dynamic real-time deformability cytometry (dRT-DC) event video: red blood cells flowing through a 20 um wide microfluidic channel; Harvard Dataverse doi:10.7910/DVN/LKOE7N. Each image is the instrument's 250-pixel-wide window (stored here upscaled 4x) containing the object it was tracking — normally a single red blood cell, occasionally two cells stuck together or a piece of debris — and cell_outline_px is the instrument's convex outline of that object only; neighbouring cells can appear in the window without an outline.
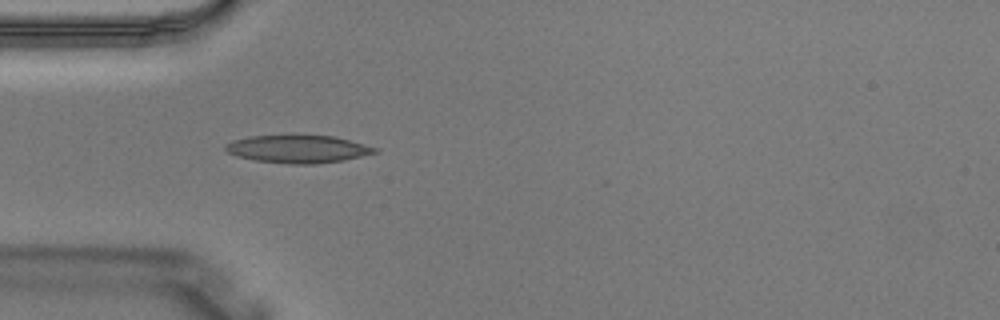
{"species": "Egyptian fruit bat (a non-hibernating species)", "species_latin": "Rousettus aegyptiacus", "temperature_condition": "warm", "stored_images_in_passage": 2, "camera_frame_rate_fps": 3000, "um_per_image_px": 0.085, "animal": {"sex": "male"}, "frame": {"image": 1, "passage_image": 1, "time_ms": 0.0, "image_size_px": [1000, 320], "cell_outline_px": [[380, 152], [344, 160], [312, 164], [288, 164], [256, 160], [236, 156], [228, 152], [224, 148], [224, 144], [232, 140], [248, 136], [336, 136], [380, 148]], "centroid_in_image_um": [25.36, 12.67], "position_along_channel_um": 59.6, "area_um2": 24.22}}